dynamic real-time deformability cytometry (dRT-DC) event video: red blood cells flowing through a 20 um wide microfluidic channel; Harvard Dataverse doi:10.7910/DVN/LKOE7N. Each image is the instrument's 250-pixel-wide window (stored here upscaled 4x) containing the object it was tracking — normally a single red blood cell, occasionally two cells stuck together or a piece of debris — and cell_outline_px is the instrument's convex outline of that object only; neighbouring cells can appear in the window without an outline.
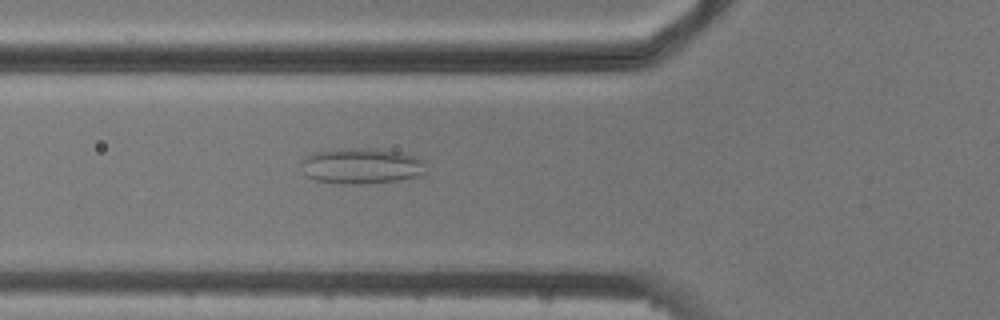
{"species": "common noctule bat (a hibernating species)", "species_latin": "Nyctalus noctula", "temperature_condition": "cold", "stored_images_in_passage": 6, "camera_frame_rate_fps": 3000, "um_per_image_px": 0.085, "animal": {"sex": "male", "body_mass_g": 20.5, "forearm_length_mm": 52.5}, "frame": {"image": 1, "passage_image": 6, "time_ms": 6.667, "image_size_px": [1000, 320], "cell_outline_px": [[424, 172], [420, 176], [396, 180], [360, 184], [340, 184], [316, 180], [308, 176], [304, 172], [300, 164], [312, 152], [340, 148], [372, 148], [400, 152], [416, 156], [424, 160]], "centroid_in_image_um": [30.72, 14.09], "position_along_channel_um": 95.1, "area_um2": 26.01}}